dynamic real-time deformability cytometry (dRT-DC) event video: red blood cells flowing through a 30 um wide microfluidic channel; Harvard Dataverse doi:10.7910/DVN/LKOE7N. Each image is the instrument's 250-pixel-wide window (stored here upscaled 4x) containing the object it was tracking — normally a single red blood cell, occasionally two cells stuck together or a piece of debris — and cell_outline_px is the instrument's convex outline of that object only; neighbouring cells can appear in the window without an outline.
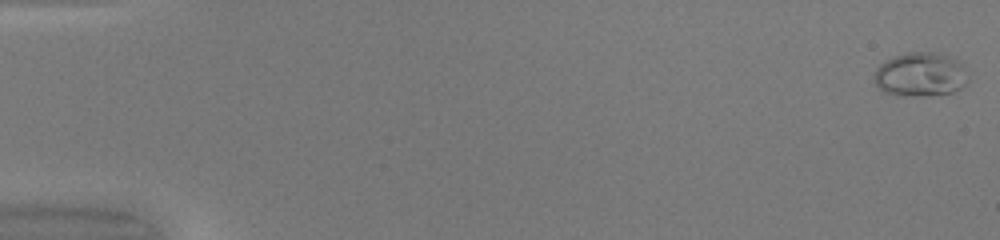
{"species": "common noctule bat (a hibernating species)", "species_latin": "Nyctalus noctula", "temperature_condition": "warm", "stored_images_in_passage": 50, "camera_frame_rate_fps": 3000, "um_per_image_px": 0.085, "animal": {"sex": "female", "body_mass_g": 20.0, "forearm_length_mm": 54.0}, "frame": {"image": 1, "passage_image": 1, "time_ms": 0.0, "image_size_px": [1000, 240], "cell_outline_px": [[968, 80], [960, 88], [952, 92], [924, 96], [896, 96], [884, 92], [876, 84], [876, 68], [880, 64], [896, 56], [908, 52], [932, 52], [952, 56], [964, 64]], "centroid_in_image_um": [78.27, 6.34], "position_along_channel_um": 6.7, "area_um2": 24.1}}
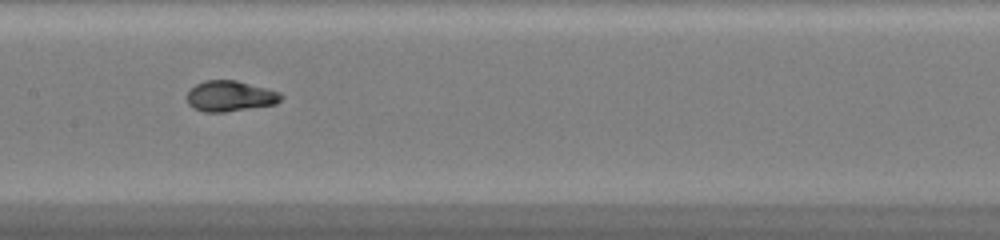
{"frame": {"image": 2, "passage_image": 26, "time_ms": 8.333, "image_size_px": [1000, 240], "cell_outline_px": [[284, 96], [276, 104], [224, 112], [204, 112], [192, 108], [188, 104], [188, 92], [196, 84], [204, 80], [236, 80], [268, 88], [280, 92]], "centroid_in_image_um": [19.57, 8.16], "position_along_channel_um": 187.8, "area_um2": 16.88}}
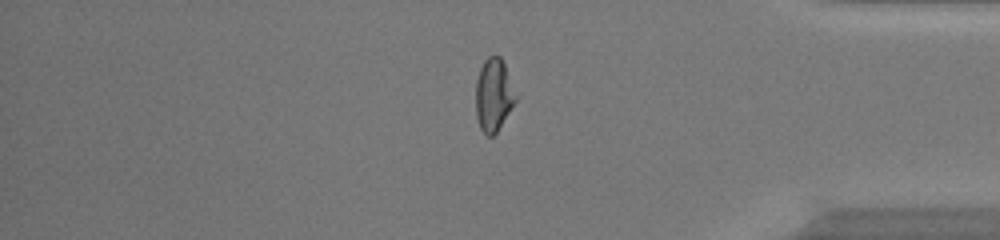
{"frame": {"image": 3, "passage_image": 42, "time_ms": 13.667, "image_size_px": [1000, 240], "cell_outline_px": [[516, 100], [496, 132], [492, 136], [488, 136], [480, 128], [476, 116], [476, 80], [480, 68], [484, 60], [488, 56], [500, 56], [504, 64], [516, 96]], "centroid_in_image_um": [41.93, 8.06], "position_along_channel_um": 393.3, "area_um2": 16.53}, "authors_computed_cell_mechanics": {"area_um2": 17.1955, "velocity_mm_per_s": 4.2541, "shape_relaxation_time_tau1_ms": 5.1099, "shape_relaxation_time_tau2_ms": null, "deformation_change_tau1": 0.2335, "deformation_change_tau2": null}}